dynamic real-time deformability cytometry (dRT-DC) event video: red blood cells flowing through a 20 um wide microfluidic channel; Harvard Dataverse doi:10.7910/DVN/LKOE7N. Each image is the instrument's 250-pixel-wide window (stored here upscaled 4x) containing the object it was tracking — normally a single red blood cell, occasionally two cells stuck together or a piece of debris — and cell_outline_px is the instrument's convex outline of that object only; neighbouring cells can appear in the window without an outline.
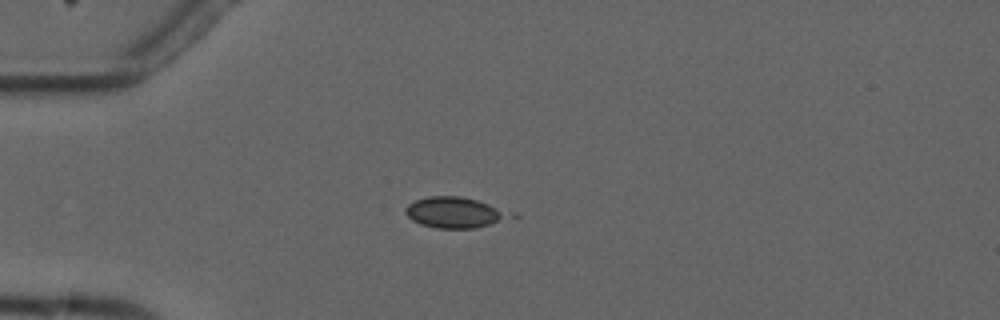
{"species": "common noctule bat (a hibernating species)", "species_latin": "Nyctalus noctula", "temperature_condition": "cold", "stored_images_in_passage": 1, "camera_frame_rate_fps": 3000, "um_per_image_px": 0.085, "animal": {"sex": "male", "forearm_length_mm": 52.5}, "frame": {"image": 1, "passage_image": 1, "time_ms": 0.0, "image_size_px": [1000, 320], "cell_outline_px": [[504, 216], [488, 224], [472, 228], [436, 228], [420, 224], [412, 220], [404, 212], [404, 208], [408, 204], [416, 200], [428, 196], [460, 196], [476, 200], [488, 204], [504, 212]], "centroid_in_image_um": [38.41, 18.04], "position_along_channel_um": 46.6, "area_um2": 17.74}}